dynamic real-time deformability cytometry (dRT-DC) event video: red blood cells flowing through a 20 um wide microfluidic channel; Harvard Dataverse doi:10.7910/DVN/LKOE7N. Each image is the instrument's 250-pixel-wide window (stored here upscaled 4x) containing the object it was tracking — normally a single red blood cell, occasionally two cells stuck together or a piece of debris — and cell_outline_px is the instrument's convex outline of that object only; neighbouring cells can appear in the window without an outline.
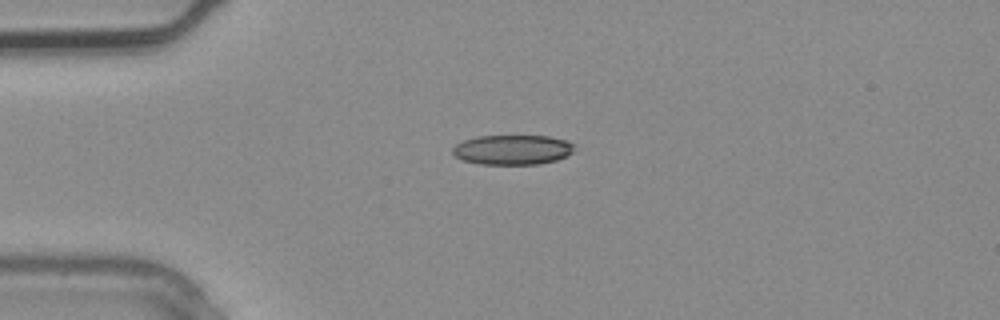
{"species": "common noctule bat (a hibernating species)", "species_latin": "Nyctalus noctula", "temperature_condition": "warm", "stored_images_in_passage": 2, "camera_frame_rate_fps": 3000, "um_per_image_px": 0.085, "animal": {"sex": "male", "body_mass_g": 20.4}, "frame": {"image": 1, "passage_image": 2, "time_ms": 0.333, "image_size_px": [1000, 320], "cell_outline_px": [[576, 144], [572, 152], [568, 156], [556, 160], [540, 164], [480, 164], [464, 160], [456, 156], [452, 152], [452, 148], [456, 144], [464, 140], [476, 136], [548, 136], [568, 140]], "centroid_in_image_um": [43.61, 12.72], "position_along_channel_um": 41.4, "area_um2": 21.27}}